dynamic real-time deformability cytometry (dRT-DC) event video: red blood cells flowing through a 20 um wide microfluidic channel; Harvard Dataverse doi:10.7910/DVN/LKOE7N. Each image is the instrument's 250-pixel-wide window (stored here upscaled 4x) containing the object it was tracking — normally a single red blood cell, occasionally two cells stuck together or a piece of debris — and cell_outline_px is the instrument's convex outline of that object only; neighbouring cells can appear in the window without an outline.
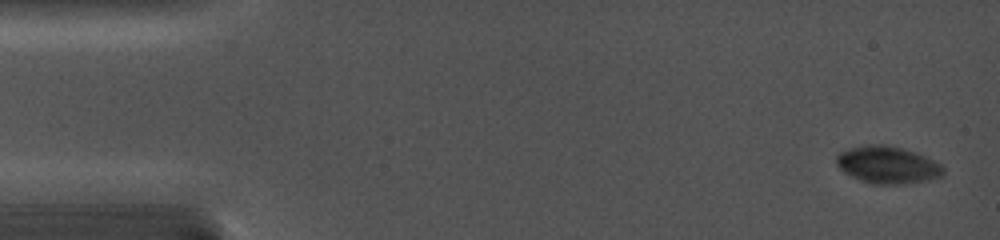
{"species": "common noctule bat (a hibernating species)", "species_latin": "Nyctalus noctula", "temperature_condition": "cold", "stored_images_in_passage": 8, "camera_frame_rate_fps": 5000, "um_per_image_px": 0.085, "animal": {"sex": "female", "body_mass_g": 19.0, "forearm_length_mm": 56.7}, "frame": {"image": 1, "passage_image": 1, "time_ms": 0.0, "image_size_px": [1000, 240], "cell_outline_px": [[944, 172], [940, 176], [928, 180], [904, 184], [872, 184], [860, 180], [844, 172], [836, 164], [836, 156], [840, 152], [848, 148], [868, 144], [880, 144], [900, 148], [924, 156], [940, 164], [944, 168]], "centroid_in_image_um": [75.4, 14.02], "position_along_channel_um": 9.6, "area_um2": 22.95}}
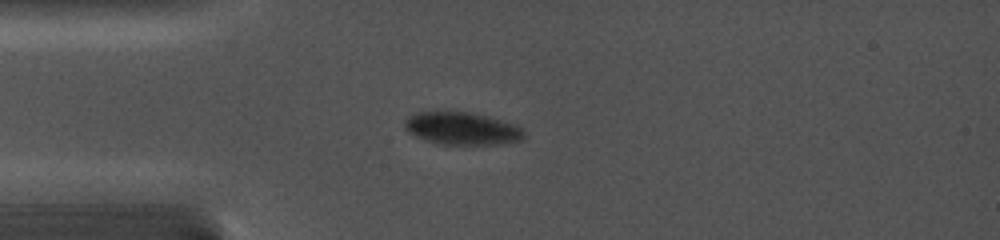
{"frame": {"image": 2, "passage_image": 6, "time_ms": 3.8, "image_size_px": [1000, 240], "cell_outline_px": [[524, 136], [520, 140], [500, 144], [436, 144], [416, 136], [408, 132], [404, 128], [404, 120], [408, 116], [416, 112], [468, 112], [488, 116], [516, 124], [524, 132]], "centroid_in_image_um": [39.24, 10.92], "position_along_channel_um": 45.8, "area_um2": 22.6}}
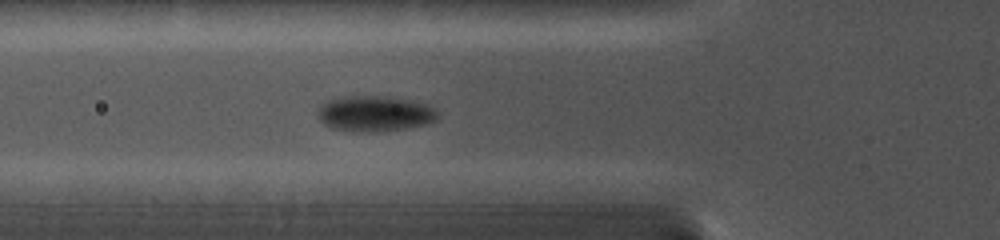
{"frame": {"image": 3, "passage_image": 8, "time_ms": 5.4, "image_size_px": [1000, 240], "cell_outline_px": [[440, 116], [436, 120], [428, 124], [404, 128], [376, 132], [352, 132], [332, 128], [324, 124], [320, 120], [316, 112], [320, 104], [324, 100], [340, 96], [384, 96], [412, 100], [428, 104], [440, 112]], "centroid_in_image_um": [31.84, 9.65], "position_along_channel_um": 94.0, "area_um2": 25.55}}